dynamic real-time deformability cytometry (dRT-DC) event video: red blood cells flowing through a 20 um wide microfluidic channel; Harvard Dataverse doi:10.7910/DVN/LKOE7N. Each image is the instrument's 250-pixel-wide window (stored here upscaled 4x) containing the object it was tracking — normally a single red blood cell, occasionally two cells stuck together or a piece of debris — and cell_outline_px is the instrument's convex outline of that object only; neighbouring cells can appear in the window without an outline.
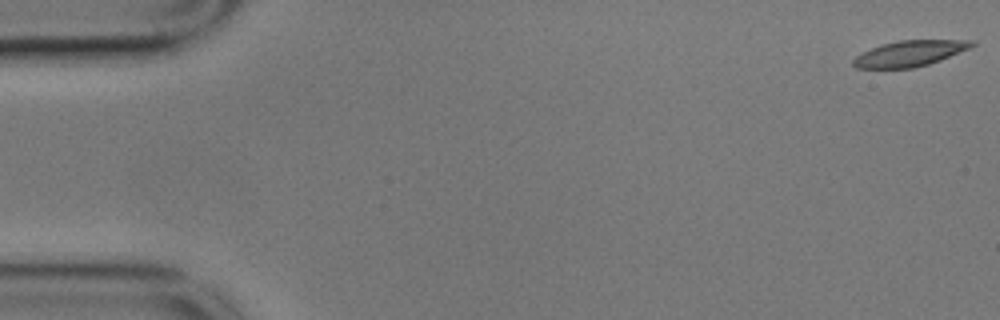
{"species": "common noctule bat (a hibernating species)", "species_latin": "Nyctalus noctula", "temperature_condition": "cold", "stored_images_in_passage": 50, "camera_frame_rate_fps": 3000, "um_per_image_px": 0.085, "animal": {"sex": "male", "body_mass_g": 17.9}, "frame": {"image": 1, "passage_image": 1, "time_ms": 0.0, "image_size_px": [1000, 320], "cell_outline_px": [[976, 44], [968, 48], [940, 60], [928, 64], [912, 68], [856, 68], [852, 64], [852, 60], [856, 56], [880, 44], [896, 40], [976, 40]], "centroid_in_image_um": [77.3, 4.53], "position_along_channel_um": 7.7, "area_um2": 17.69}}
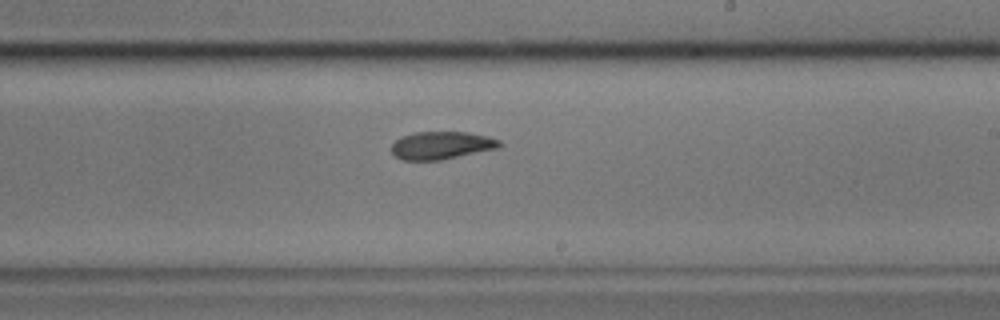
{"frame": {"image": 2, "passage_image": 33, "time_ms": 10.667, "image_size_px": [1000, 320], "cell_outline_px": [[504, 144], [500, 148], [440, 160], [400, 160], [392, 152], [392, 144], [400, 136], [416, 132], [468, 132], [488, 136], [500, 140]], "centroid_in_image_um": [37.56, 12.35], "position_along_channel_um": 251.4, "area_um2": 17.63}}
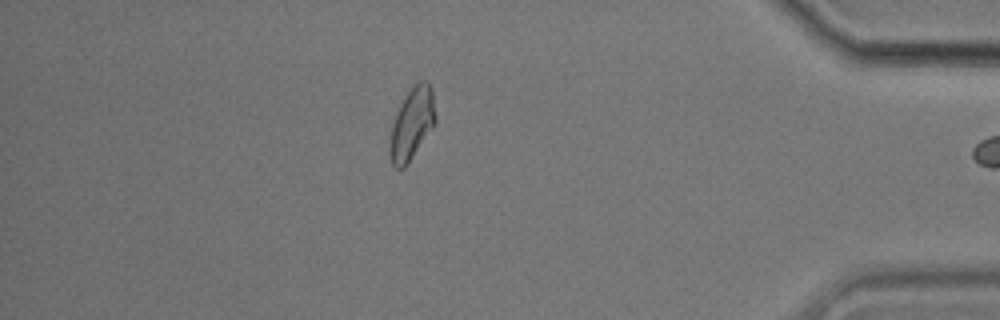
{"frame": {"image": 3, "passage_image": 49, "time_ms": 16.0, "image_size_px": [1000, 320], "cell_outline_px": [[436, 124], [408, 164], [404, 168], [396, 168], [392, 164], [388, 152], [388, 148], [392, 124], [400, 104], [404, 96], [420, 80], [428, 80], [432, 88], [436, 116]], "centroid_in_image_um": [35.02, 10.54], "position_along_channel_um": 400.2, "area_um2": 19.42}}